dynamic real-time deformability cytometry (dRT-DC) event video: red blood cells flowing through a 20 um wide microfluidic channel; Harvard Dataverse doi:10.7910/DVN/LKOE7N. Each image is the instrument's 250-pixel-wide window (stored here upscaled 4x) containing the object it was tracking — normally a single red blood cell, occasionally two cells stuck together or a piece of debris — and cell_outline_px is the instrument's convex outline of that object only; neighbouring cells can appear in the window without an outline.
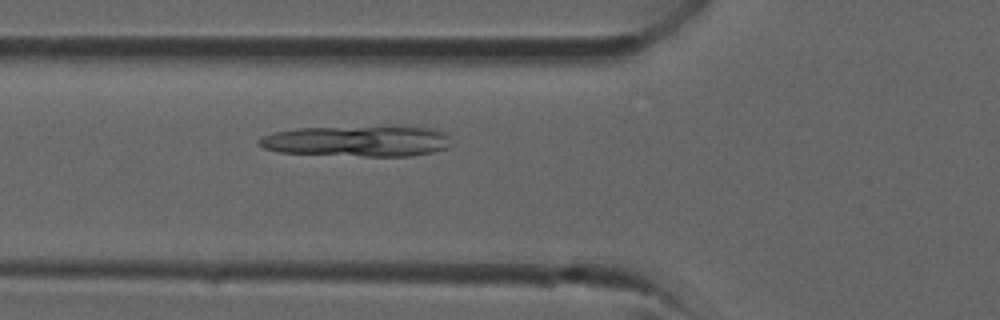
{"species": "common noctule bat (a hibernating species)", "species_latin": "Nyctalus noctula", "temperature_condition": "room temperature", "stored_images_in_passage": 33, "camera_frame_rate_fps": 3000, "um_per_image_px": 0.085, "animal": {"sex": "male", "forearm_length_mm": 52.5}, "frame": {"image": 1, "passage_image": 9, "time_ms": 2.667, "image_size_px": [1000, 320], "cell_outline_px": [[452, 144], [448, 148], [432, 152], [412, 156], [364, 156], [280, 152], [264, 148], [256, 144], [256, 140], [260, 136], [276, 132], [300, 128], [392, 124], [412, 124], [432, 128], [448, 132]], "centroid_in_image_um": [30.51, 11.94], "position_along_channel_um": 95.3, "area_um2": 36.24}}
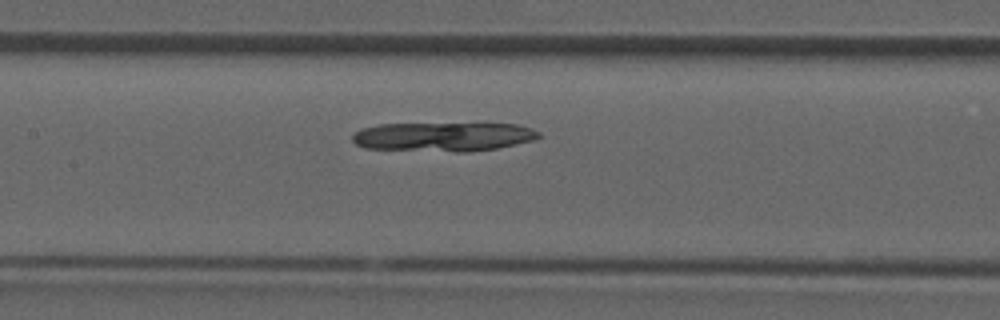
{"frame": {"image": 2, "passage_image": 13, "time_ms": 4.0, "image_size_px": [1000, 320], "cell_outline_px": [[540, 136], [536, 140], [496, 148], [464, 152], [456, 152], [364, 148], [356, 144], [352, 140], [352, 132], [360, 128], [380, 124], [516, 124], [532, 128], [540, 132]], "centroid_in_image_um": [37.65, 11.62], "position_along_channel_um": 169.7, "area_um2": 31.67}}
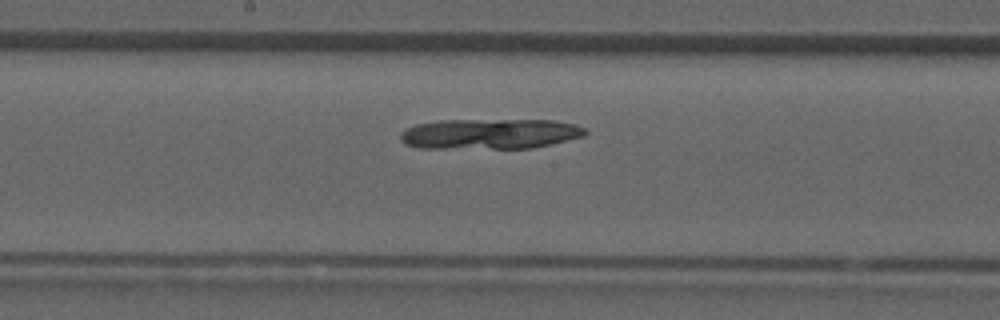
{"frame": {"image": 3, "passage_image": 15, "time_ms": 4.667, "image_size_px": [1000, 320], "cell_outline_px": [[588, 132], [584, 136], [532, 148], [420, 148], [404, 144], [400, 140], [400, 132], [416, 124], [440, 120], [552, 120], [576, 124], [584, 128]], "centroid_in_image_um": [41.62, 11.37], "position_along_channel_um": 206.6, "area_um2": 32.71}}